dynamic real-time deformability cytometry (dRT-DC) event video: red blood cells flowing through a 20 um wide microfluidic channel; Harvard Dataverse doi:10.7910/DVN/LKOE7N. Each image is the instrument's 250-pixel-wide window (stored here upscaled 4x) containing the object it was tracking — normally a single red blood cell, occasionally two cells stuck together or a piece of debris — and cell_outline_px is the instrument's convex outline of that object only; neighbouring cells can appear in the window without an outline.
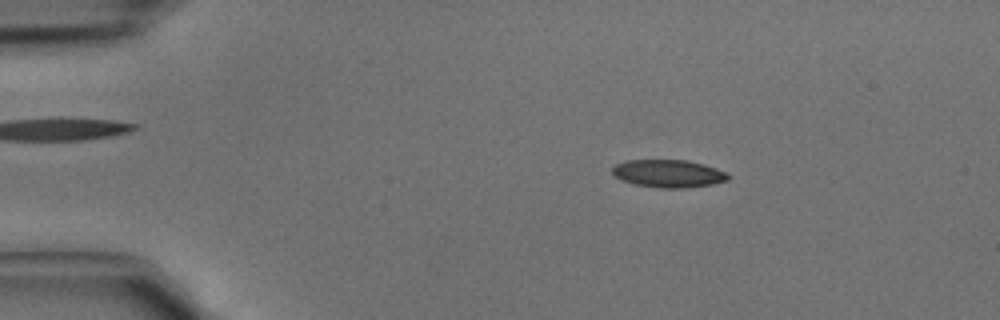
{"species": "common noctule bat (a hibernating species)", "species_latin": "Nyctalus noctula", "temperature_condition": "cold", "stored_images_in_passage": 4, "camera_frame_rate_fps": 3000, "um_per_image_px": 0.085, "animal": {"sex": "male", "body_mass_g": 15.6}, "frame": {"image": 1, "passage_image": 2, "time_ms": 0.333, "image_size_px": [1000, 320], "cell_outline_px": [[732, 176], [728, 180], [712, 184], [688, 188], [660, 188], [636, 184], [620, 180], [612, 172], [612, 168], [616, 164], [624, 160], [688, 160], [704, 164], [728, 172]], "centroid_in_image_um": [56.85, 14.75], "position_along_channel_um": 28.1, "area_um2": 18.9}}
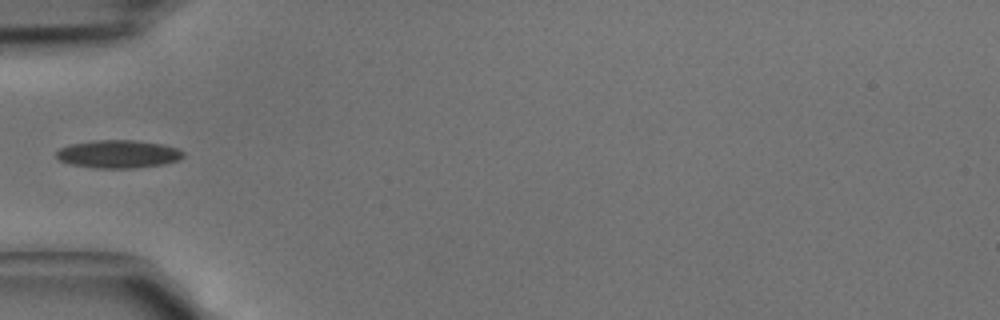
{"frame": {"image": 2, "passage_image": 4, "time_ms": 1.0, "image_size_px": [1000, 320], "cell_outline_px": [[184, 156], [180, 160], [164, 164], [136, 168], [96, 168], [68, 164], [60, 160], [56, 156], [56, 152], [60, 148], [68, 144], [92, 140], [136, 140], [164, 144], [180, 148], [184, 152]], "centroid_in_image_um": [10.08, 13.09], "position_along_channel_um": 74.9, "area_um2": 21.1}}